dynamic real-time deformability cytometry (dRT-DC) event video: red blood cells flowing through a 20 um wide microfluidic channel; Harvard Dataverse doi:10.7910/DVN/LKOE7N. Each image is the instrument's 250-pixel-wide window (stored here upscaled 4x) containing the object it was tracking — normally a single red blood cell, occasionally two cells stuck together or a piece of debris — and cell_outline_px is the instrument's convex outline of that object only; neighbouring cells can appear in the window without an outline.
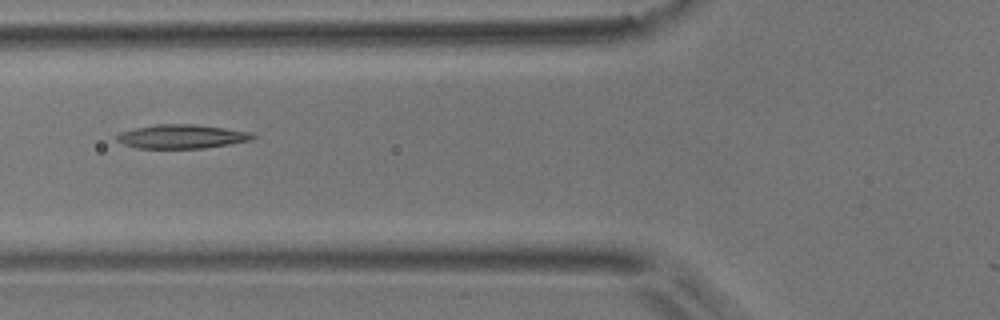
{"species": "common noctule bat (a hibernating species)", "species_latin": "Nyctalus noctula", "temperature_condition": "room temperature", "stored_images_in_passage": 7, "camera_frame_rate_fps": 3000, "um_per_image_px": 0.085, "animal": {"sex": "male", "body_mass_g": 17.9}, "frame": {"image": 1, "passage_image": 4, "time_ms": 1.0, "image_size_px": [1000, 320], "cell_outline_px": [[256, 136], [252, 140], [204, 148], [136, 148], [124, 144], [116, 140], [116, 136], [120, 132], [136, 128], [156, 124], [192, 124], [224, 128], [252, 132]], "centroid_in_image_um": [15.45, 11.6], "position_along_channel_um": 110.4, "area_um2": 18.84}}
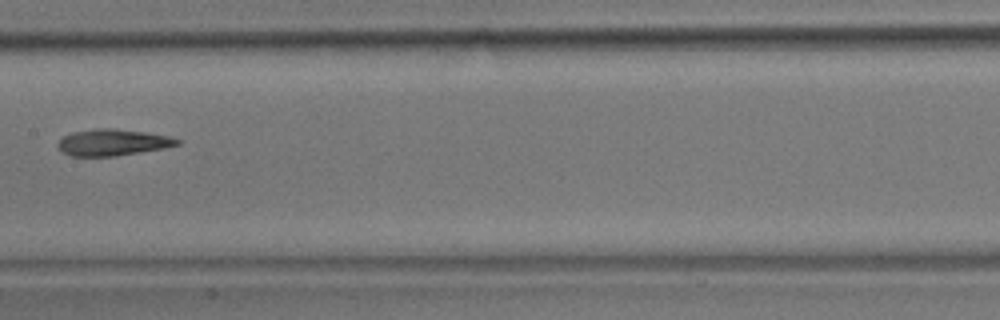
{"frame": {"image": 2, "passage_image": 6, "time_ms": 1.667, "image_size_px": [1000, 320], "cell_outline_px": [[180, 144], [164, 148], [112, 156], [68, 156], [56, 144], [64, 136], [72, 132], [96, 128], [112, 128], [144, 132], [168, 136], [180, 140]], "centroid_in_image_um": [9.55, 12.1], "position_along_channel_um": 197.8, "area_um2": 18.15}}
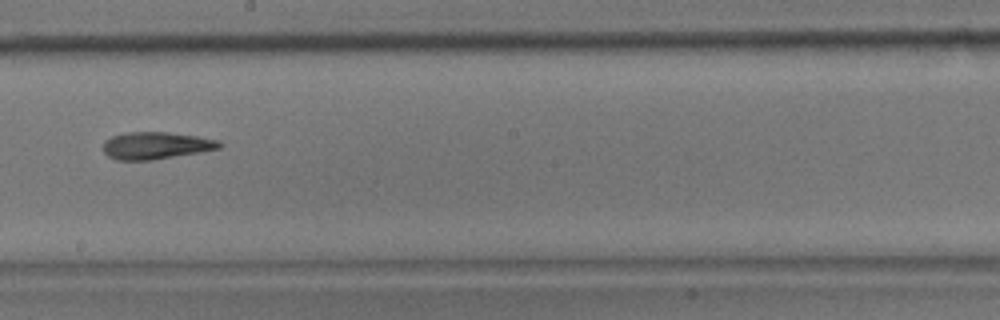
{"frame": {"image": 3, "passage_image": 7, "time_ms": 2.0, "image_size_px": [1000, 320], "cell_outline_px": [[224, 144], [220, 148], [200, 152], [152, 160], [116, 160], [108, 156], [104, 152], [104, 140], [112, 136], [128, 132], [168, 132], [196, 136], [220, 140]], "centroid_in_image_um": [13.27, 12.37], "position_along_channel_um": 234.9, "area_um2": 18.44}}